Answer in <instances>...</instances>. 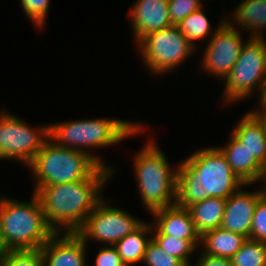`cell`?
Returning a JSON list of instances; mask_svg holds the SVG:
<instances>
[{
	"instance_id": "obj_1",
	"label": "cell",
	"mask_w": 266,
	"mask_h": 266,
	"mask_svg": "<svg viewBox=\"0 0 266 266\" xmlns=\"http://www.w3.org/2000/svg\"><path fill=\"white\" fill-rule=\"evenodd\" d=\"M112 173L114 170L109 166H100L87 179L42 186L35 193L40 199L45 219L55 233H76L83 226L102 199V187Z\"/></svg>"
},
{
	"instance_id": "obj_2",
	"label": "cell",
	"mask_w": 266,
	"mask_h": 266,
	"mask_svg": "<svg viewBox=\"0 0 266 266\" xmlns=\"http://www.w3.org/2000/svg\"><path fill=\"white\" fill-rule=\"evenodd\" d=\"M176 204L187 208L208 198H229L245 183L218 147L197 150L177 166Z\"/></svg>"
},
{
	"instance_id": "obj_3",
	"label": "cell",
	"mask_w": 266,
	"mask_h": 266,
	"mask_svg": "<svg viewBox=\"0 0 266 266\" xmlns=\"http://www.w3.org/2000/svg\"><path fill=\"white\" fill-rule=\"evenodd\" d=\"M142 126V124H135L123 119H81L50 124L48 125V135L57 145L89 153L101 166L107 167L100 156L92 155L89 149L107 147L121 142L129 136L145 130ZM87 148H89L88 151Z\"/></svg>"
},
{
	"instance_id": "obj_4",
	"label": "cell",
	"mask_w": 266,
	"mask_h": 266,
	"mask_svg": "<svg viewBox=\"0 0 266 266\" xmlns=\"http://www.w3.org/2000/svg\"><path fill=\"white\" fill-rule=\"evenodd\" d=\"M0 197V225L9 250H36L55 234L48 225L39 197L30 202Z\"/></svg>"
},
{
	"instance_id": "obj_5",
	"label": "cell",
	"mask_w": 266,
	"mask_h": 266,
	"mask_svg": "<svg viewBox=\"0 0 266 266\" xmlns=\"http://www.w3.org/2000/svg\"><path fill=\"white\" fill-rule=\"evenodd\" d=\"M100 166L89 153L62 147L48 137L27 167L34 173L36 193L42 186L87 179Z\"/></svg>"
},
{
	"instance_id": "obj_6",
	"label": "cell",
	"mask_w": 266,
	"mask_h": 266,
	"mask_svg": "<svg viewBox=\"0 0 266 266\" xmlns=\"http://www.w3.org/2000/svg\"><path fill=\"white\" fill-rule=\"evenodd\" d=\"M133 161L139 192L149 213L175 205L178 170H171L166 156L157 144L151 139L146 141Z\"/></svg>"
},
{
	"instance_id": "obj_7",
	"label": "cell",
	"mask_w": 266,
	"mask_h": 266,
	"mask_svg": "<svg viewBox=\"0 0 266 266\" xmlns=\"http://www.w3.org/2000/svg\"><path fill=\"white\" fill-rule=\"evenodd\" d=\"M266 83V39L249 37L243 44L238 60L225 78L222 100L241 101L252 96L255 88L261 94Z\"/></svg>"
},
{
	"instance_id": "obj_8",
	"label": "cell",
	"mask_w": 266,
	"mask_h": 266,
	"mask_svg": "<svg viewBox=\"0 0 266 266\" xmlns=\"http://www.w3.org/2000/svg\"><path fill=\"white\" fill-rule=\"evenodd\" d=\"M138 45L143 62L156 75L174 70L196 50L177 25L148 34Z\"/></svg>"
},
{
	"instance_id": "obj_9",
	"label": "cell",
	"mask_w": 266,
	"mask_h": 266,
	"mask_svg": "<svg viewBox=\"0 0 266 266\" xmlns=\"http://www.w3.org/2000/svg\"><path fill=\"white\" fill-rule=\"evenodd\" d=\"M9 112L0 113V159H12L27 166L49 137L48 125L31 128Z\"/></svg>"
},
{
	"instance_id": "obj_10",
	"label": "cell",
	"mask_w": 266,
	"mask_h": 266,
	"mask_svg": "<svg viewBox=\"0 0 266 266\" xmlns=\"http://www.w3.org/2000/svg\"><path fill=\"white\" fill-rule=\"evenodd\" d=\"M101 199L76 232L84 242L89 238L114 246L119 240L138 229L141 221L120 208L110 207Z\"/></svg>"
},
{
	"instance_id": "obj_11",
	"label": "cell",
	"mask_w": 266,
	"mask_h": 266,
	"mask_svg": "<svg viewBox=\"0 0 266 266\" xmlns=\"http://www.w3.org/2000/svg\"><path fill=\"white\" fill-rule=\"evenodd\" d=\"M230 20L231 18L222 20L214 35L209 37L210 40L201 60L203 71L221 77L223 80L231 72L245 43L241 33Z\"/></svg>"
},
{
	"instance_id": "obj_12",
	"label": "cell",
	"mask_w": 266,
	"mask_h": 266,
	"mask_svg": "<svg viewBox=\"0 0 266 266\" xmlns=\"http://www.w3.org/2000/svg\"><path fill=\"white\" fill-rule=\"evenodd\" d=\"M86 249L77 233H55L40 249L43 266H87Z\"/></svg>"
},
{
	"instance_id": "obj_13",
	"label": "cell",
	"mask_w": 266,
	"mask_h": 266,
	"mask_svg": "<svg viewBox=\"0 0 266 266\" xmlns=\"http://www.w3.org/2000/svg\"><path fill=\"white\" fill-rule=\"evenodd\" d=\"M244 184L226 199L221 228L242 234L249 239L252 219L258 200L265 194L263 188L255 192L243 191Z\"/></svg>"
},
{
	"instance_id": "obj_14",
	"label": "cell",
	"mask_w": 266,
	"mask_h": 266,
	"mask_svg": "<svg viewBox=\"0 0 266 266\" xmlns=\"http://www.w3.org/2000/svg\"><path fill=\"white\" fill-rule=\"evenodd\" d=\"M135 42L160 29L172 26L168 0H137L130 8Z\"/></svg>"
},
{
	"instance_id": "obj_15",
	"label": "cell",
	"mask_w": 266,
	"mask_h": 266,
	"mask_svg": "<svg viewBox=\"0 0 266 266\" xmlns=\"http://www.w3.org/2000/svg\"><path fill=\"white\" fill-rule=\"evenodd\" d=\"M226 146L218 147L227 159L234 173L245 184H254L266 178V169L251 155L247 147L233 134Z\"/></svg>"
},
{
	"instance_id": "obj_16",
	"label": "cell",
	"mask_w": 266,
	"mask_h": 266,
	"mask_svg": "<svg viewBox=\"0 0 266 266\" xmlns=\"http://www.w3.org/2000/svg\"><path fill=\"white\" fill-rule=\"evenodd\" d=\"M156 222L154 227L163 235L177 237L178 239L200 240L190 212L187 208L177 204L160 208L151 212Z\"/></svg>"
},
{
	"instance_id": "obj_17",
	"label": "cell",
	"mask_w": 266,
	"mask_h": 266,
	"mask_svg": "<svg viewBox=\"0 0 266 266\" xmlns=\"http://www.w3.org/2000/svg\"><path fill=\"white\" fill-rule=\"evenodd\" d=\"M251 155L266 169V131L263 123L253 113L247 112L231 132Z\"/></svg>"
},
{
	"instance_id": "obj_18",
	"label": "cell",
	"mask_w": 266,
	"mask_h": 266,
	"mask_svg": "<svg viewBox=\"0 0 266 266\" xmlns=\"http://www.w3.org/2000/svg\"><path fill=\"white\" fill-rule=\"evenodd\" d=\"M247 239L242 234L219 227L203 233L200 237V244L204 248L202 253L231 258Z\"/></svg>"
},
{
	"instance_id": "obj_19",
	"label": "cell",
	"mask_w": 266,
	"mask_h": 266,
	"mask_svg": "<svg viewBox=\"0 0 266 266\" xmlns=\"http://www.w3.org/2000/svg\"><path fill=\"white\" fill-rule=\"evenodd\" d=\"M226 207V199L208 198L193 203L187 209L190 212L196 231L200 236L221 226Z\"/></svg>"
},
{
	"instance_id": "obj_20",
	"label": "cell",
	"mask_w": 266,
	"mask_h": 266,
	"mask_svg": "<svg viewBox=\"0 0 266 266\" xmlns=\"http://www.w3.org/2000/svg\"><path fill=\"white\" fill-rule=\"evenodd\" d=\"M232 15L242 30H251L250 37H263L262 31L266 29V0H243Z\"/></svg>"
},
{
	"instance_id": "obj_21",
	"label": "cell",
	"mask_w": 266,
	"mask_h": 266,
	"mask_svg": "<svg viewBox=\"0 0 266 266\" xmlns=\"http://www.w3.org/2000/svg\"><path fill=\"white\" fill-rule=\"evenodd\" d=\"M148 232H152V225L144 222L138 229L114 245L126 266L143 262L147 245L152 239V236H147Z\"/></svg>"
},
{
	"instance_id": "obj_22",
	"label": "cell",
	"mask_w": 266,
	"mask_h": 266,
	"mask_svg": "<svg viewBox=\"0 0 266 266\" xmlns=\"http://www.w3.org/2000/svg\"><path fill=\"white\" fill-rule=\"evenodd\" d=\"M152 233V239L164 252L177 257L186 266H191L189 257H191V254L197 250L196 248L200 247V240L178 239L177 237L163 235L153 225L150 234Z\"/></svg>"
},
{
	"instance_id": "obj_23",
	"label": "cell",
	"mask_w": 266,
	"mask_h": 266,
	"mask_svg": "<svg viewBox=\"0 0 266 266\" xmlns=\"http://www.w3.org/2000/svg\"><path fill=\"white\" fill-rule=\"evenodd\" d=\"M202 10L201 7L199 10L192 12L177 25L194 48L198 47L195 41L207 38L210 33V35H214L211 32V24Z\"/></svg>"
},
{
	"instance_id": "obj_24",
	"label": "cell",
	"mask_w": 266,
	"mask_h": 266,
	"mask_svg": "<svg viewBox=\"0 0 266 266\" xmlns=\"http://www.w3.org/2000/svg\"><path fill=\"white\" fill-rule=\"evenodd\" d=\"M230 259L232 266H266V243L247 239Z\"/></svg>"
},
{
	"instance_id": "obj_25",
	"label": "cell",
	"mask_w": 266,
	"mask_h": 266,
	"mask_svg": "<svg viewBox=\"0 0 266 266\" xmlns=\"http://www.w3.org/2000/svg\"><path fill=\"white\" fill-rule=\"evenodd\" d=\"M0 266H43L41 250H10L0 258Z\"/></svg>"
},
{
	"instance_id": "obj_26",
	"label": "cell",
	"mask_w": 266,
	"mask_h": 266,
	"mask_svg": "<svg viewBox=\"0 0 266 266\" xmlns=\"http://www.w3.org/2000/svg\"><path fill=\"white\" fill-rule=\"evenodd\" d=\"M143 263L146 266H186L177 257L164 252L153 239L147 245Z\"/></svg>"
},
{
	"instance_id": "obj_27",
	"label": "cell",
	"mask_w": 266,
	"mask_h": 266,
	"mask_svg": "<svg viewBox=\"0 0 266 266\" xmlns=\"http://www.w3.org/2000/svg\"><path fill=\"white\" fill-rule=\"evenodd\" d=\"M249 239L266 243V193L255 206Z\"/></svg>"
},
{
	"instance_id": "obj_28",
	"label": "cell",
	"mask_w": 266,
	"mask_h": 266,
	"mask_svg": "<svg viewBox=\"0 0 266 266\" xmlns=\"http://www.w3.org/2000/svg\"><path fill=\"white\" fill-rule=\"evenodd\" d=\"M50 0H21L24 13L38 29L44 28Z\"/></svg>"
},
{
	"instance_id": "obj_29",
	"label": "cell",
	"mask_w": 266,
	"mask_h": 266,
	"mask_svg": "<svg viewBox=\"0 0 266 266\" xmlns=\"http://www.w3.org/2000/svg\"><path fill=\"white\" fill-rule=\"evenodd\" d=\"M201 0H168L169 17L172 25H178L192 12L199 10L203 5Z\"/></svg>"
},
{
	"instance_id": "obj_30",
	"label": "cell",
	"mask_w": 266,
	"mask_h": 266,
	"mask_svg": "<svg viewBox=\"0 0 266 266\" xmlns=\"http://www.w3.org/2000/svg\"><path fill=\"white\" fill-rule=\"evenodd\" d=\"M94 266H126L115 246L100 248Z\"/></svg>"
},
{
	"instance_id": "obj_31",
	"label": "cell",
	"mask_w": 266,
	"mask_h": 266,
	"mask_svg": "<svg viewBox=\"0 0 266 266\" xmlns=\"http://www.w3.org/2000/svg\"><path fill=\"white\" fill-rule=\"evenodd\" d=\"M196 263L193 266H232L230 258L212 256L202 252Z\"/></svg>"
},
{
	"instance_id": "obj_32",
	"label": "cell",
	"mask_w": 266,
	"mask_h": 266,
	"mask_svg": "<svg viewBox=\"0 0 266 266\" xmlns=\"http://www.w3.org/2000/svg\"><path fill=\"white\" fill-rule=\"evenodd\" d=\"M260 109L259 110H256V111H266V83L265 85L263 86V89H262V92L260 94Z\"/></svg>"
},
{
	"instance_id": "obj_33",
	"label": "cell",
	"mask_w": 266,
	"mask_h": 266,
	"mask_svg": "<svg viewBox=\"0 0 266 266\" xmlns=\"http://www.w3.org/2000/svg\"><path fill=\"white\" fill-rule=\"evenodd\" d=\"M8 251H10L3 239V234L0 225V258L3 257Z\"/></svg>"
},
{
	"instance_id": "obj_34",
	"label": "cell",
	"mask_w": 266,
	"mask_h": 266,
	"mask_svg": "<svg viewBox=\"0 0 266 266\" xmlns=\"http://www.w3.org/2000/svg\"><path fill=\"white\" fill-rule=\"evenodd\" d=\"M263 123L265 131H266V111H254L253 112Z\"/></svg>"
},
{
	"instance_id": "obj_35",
	"label": "cell",
	"mask_w": 266,
	"mask_h": 266,
	"mask_svg": "<svg viewBox=\"0 0 266 266\" xmlns=\"http://www.w3.org/2000/svg\"><path fill=\"white\" fill-rule=\"evenodd\" d=\"M264 183L263 184H265L264 186L265 187H263L264 188V190H265V193H266V178L264 179V181H263Z\"/></svg>"
}]
</instances>
